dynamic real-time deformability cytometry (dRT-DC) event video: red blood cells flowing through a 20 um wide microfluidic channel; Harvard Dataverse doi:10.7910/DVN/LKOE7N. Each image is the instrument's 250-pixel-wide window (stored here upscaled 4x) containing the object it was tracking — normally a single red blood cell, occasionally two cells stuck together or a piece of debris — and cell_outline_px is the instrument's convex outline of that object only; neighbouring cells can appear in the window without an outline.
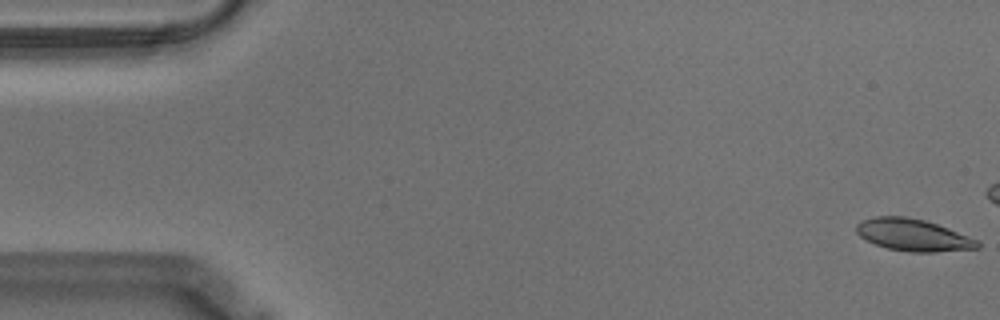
{"species": "Egyptian fruit bat (a non-hibernating species)", "species_latin": "Rousettus aegyptiacus", "temperature_condition": "warm", "stored_images_in_passage": 16, "camera_frame_rate_fps": 3000, "um_per_image_px": 0.085, "animal": {"sex": "male"}, "frame": {"image": 1, "passage_image": 1, "time_ms": 0.0, "image_size_px": [1000, 320], "cell_outline_px": [[980, 248], [936, 252], [912, 252], [888, 248], [876, 244], [860, 236], [856, 232], [856, 224], [860, 220], [872, 216], [904, 216], [924, 220], [948, 228], [968, 236], [976, 240], [980, 244]], "centroid_in_image_um": [77.59, 19.96], "position_along_channel_um": 7.4, "area_um2": 22.48}}